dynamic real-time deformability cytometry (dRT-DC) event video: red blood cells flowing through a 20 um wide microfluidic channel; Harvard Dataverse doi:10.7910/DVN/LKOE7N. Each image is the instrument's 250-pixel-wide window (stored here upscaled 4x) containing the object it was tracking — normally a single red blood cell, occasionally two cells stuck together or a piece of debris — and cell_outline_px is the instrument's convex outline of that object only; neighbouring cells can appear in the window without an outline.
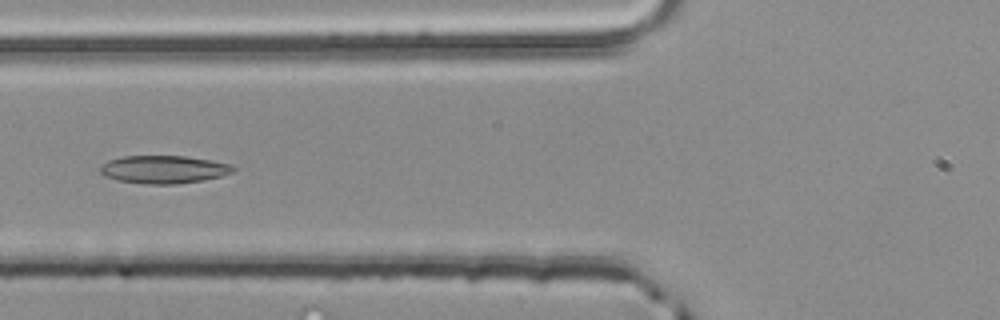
{"species": "common noctule bat (a hibernating species)", "species_latin": "Nyctalus noctula", "temperature_condition": "room temperature", "stored_images_in_passage": 39, "camera_frame_rate_fps": 3000, "um_per_image_px": 0.085, "animal": {"sex": "male", "body_mass_g": 20.4}, "frame": {"image": 1, "passage_image": 10, "time_ms": 3.0, "image_size_px": [1000, 320], "cell_outline_px": [[236, 168], [232, 172], [220, 176], [204, 180], [176, 184], [148, 184], [116, 180], [104, 176], [100, 172], [100, 168], [108, 160], [124, 156], [184, 156], [212, 160], [228, 164]], "centroid_in_image_um": [13.9, 14.4], "position_along_channel_um": 111.9, "area_um2": 21.5}}
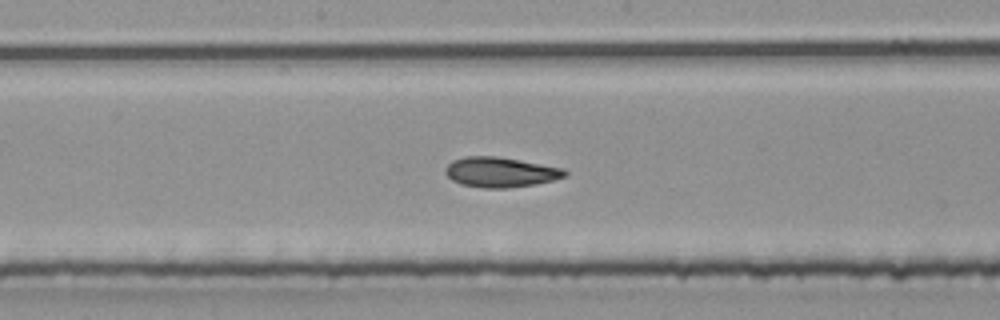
{"frame": {"image": 2, "passage_image": 17, "time_ms": 5.333, "image_size_px": [1000, 320], "cell_outline_px": [[568, 172], [564, 176], [552, 180], [536, 184], [508, 188], [484, 188], [460, 184], [452, 180], [444, 172], [444, 168], [452, 160], [464, 156], [496, 156], [520, 160], [564, 168]], "centroid_in_image_um": [42.5, 14.63], "position_along_channel_um": 205.7, "area_um2": 20.98}}
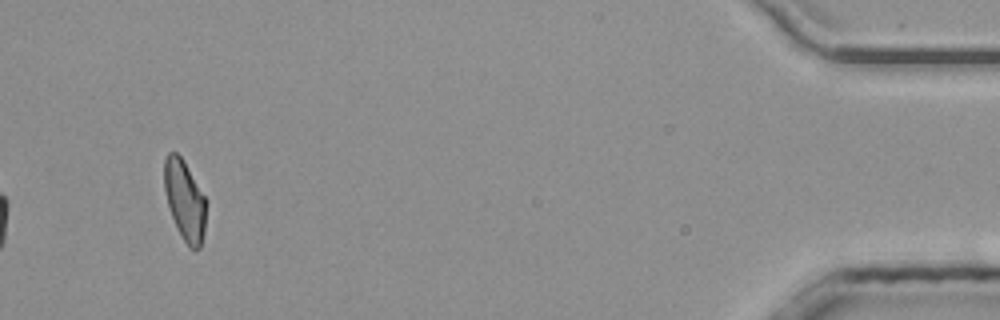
{"frame": {"image": 3, "passage_image": 39, "time_ms": 12.667, "image_size_px": [1000, 320], "cell_outline_px": [[204, 232], [200, 248], [188, 248], [176, 228], [168, 204], [164, 188], [164, 160], [168, 152], [176, 152], [184, 160], [204, 196]], "centroid_in_image_um": [15.67, 17.01], "position_along_channel_um": 419.5, "area_um2": 19.19}, "authors_computed_cell_mechanics": {"area_um2": 20.5768, "velocity_mm_per_s": 4.0059, "shape_relaxation_time_tau1_ms": 8.5802, "shape_relaxation_time_tau2_ms": 1.8385, "deformation_change_tau1": 0.2042, "deformation_change_tau2": 0.0708}}